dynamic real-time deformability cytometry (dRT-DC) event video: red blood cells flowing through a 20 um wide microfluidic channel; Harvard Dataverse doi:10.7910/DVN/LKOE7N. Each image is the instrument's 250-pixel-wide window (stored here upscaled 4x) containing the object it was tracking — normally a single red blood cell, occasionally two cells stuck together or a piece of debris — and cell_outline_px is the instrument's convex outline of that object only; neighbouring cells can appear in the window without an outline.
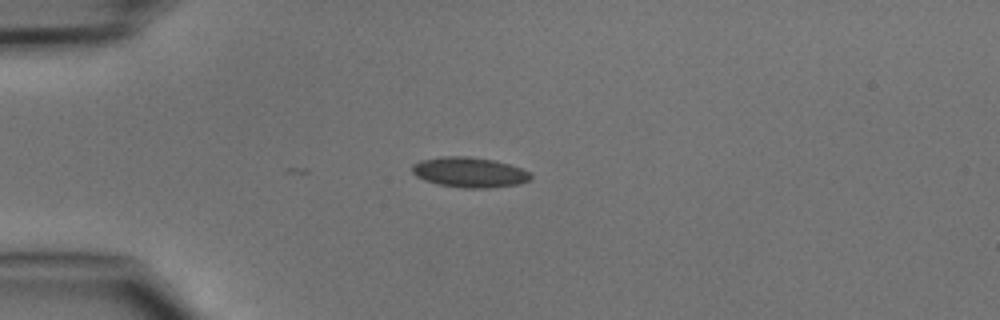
{"species": "common noctule bat (a hibernating species)", "species_latin": "Nyctalus noctula", "temperature_condition": "cold", "stored_images_in_passage": 2, "camera_frame_rate_fps": 3000, "um_per_image_px": 0.085, "animal": {"sex": "male", "body_mass_g": 15.6}, "frame": {"image": 1, "passage_image": 2, "time_ms": 0.333, "image_size_px": [1000, 320], "cell_outline_px": [[532, 180], [520, 184], [488, 188], [464, 188], [440, 184], [416, 176], [412, 172], [412, 164], [420, 160], [440, 156], [468, 156], [496, 160], [520, 168], [528, 172], [532, 176]], "centroid_in_image_um": [39.92, 14.63], "position_along_channel_um": 45.1, "area_um2": 20.87}}